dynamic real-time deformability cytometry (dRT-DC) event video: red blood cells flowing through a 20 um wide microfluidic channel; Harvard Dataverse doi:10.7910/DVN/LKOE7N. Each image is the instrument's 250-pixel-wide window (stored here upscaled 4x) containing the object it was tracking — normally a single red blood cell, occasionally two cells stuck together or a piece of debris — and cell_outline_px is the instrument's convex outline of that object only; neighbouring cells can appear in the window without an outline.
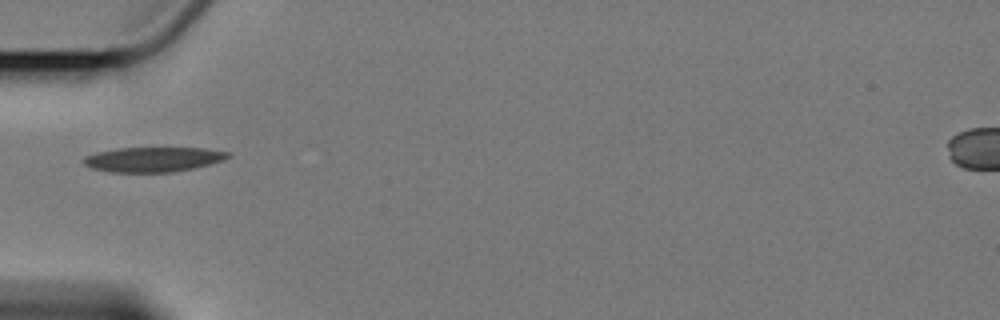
{"species": "Egyptian fruit bat (a non-hibernating species)", "species_latin": "Rousettus aegyptiacus", "temperature_condition": "cold", "stored_images_in_passage": 3, "camera_frame_rate_fps": 3000, "um_per_image_px": 0.085, "animal": {"sex": "female"}, "frame": {"image": 1, "passage_image": 2, "time_ms": 2.0, "image_size_px": [1000, 320], "cell_outline_px": [[232, 156], [224, 160], [192, 168], [172, 172], [112, 172], [92, 168], [84, 164], [84, 156], [96, 152], [116, 148], [204, 148], [232, 152]], "centroid_in_image_um": [13.04, 13.54], "position_along_channel_um": 72.0, "area_um2": 20.87}}
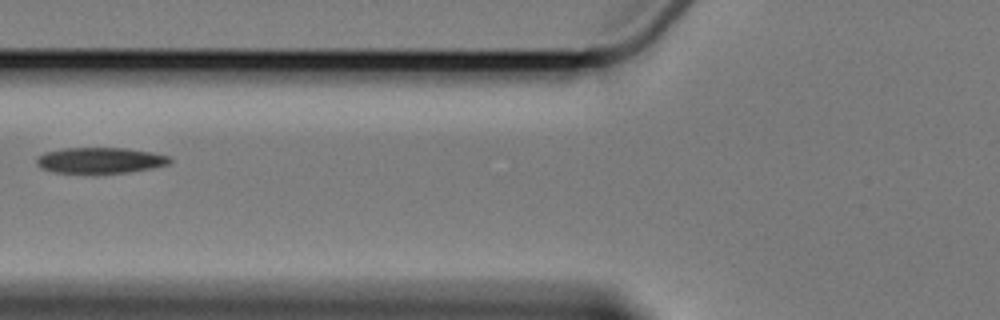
{"frame": {"image": 2, "passage_image": 3, "time_ms": 3.333, "image_size_px": [1000, 320], "cell_outline_px": [[172, 160], [168, 164], [152, 168], [128, 172], [56, 172], [40, 168], [36, 164], [36, 156], [44, 152], [64, 148], [124, 148], [152, 152], [172, 156]], "centroid_in_image_um": [8.51, 13.61], "position_along_channel_um": 117.3, "area_um2": 19.94}}